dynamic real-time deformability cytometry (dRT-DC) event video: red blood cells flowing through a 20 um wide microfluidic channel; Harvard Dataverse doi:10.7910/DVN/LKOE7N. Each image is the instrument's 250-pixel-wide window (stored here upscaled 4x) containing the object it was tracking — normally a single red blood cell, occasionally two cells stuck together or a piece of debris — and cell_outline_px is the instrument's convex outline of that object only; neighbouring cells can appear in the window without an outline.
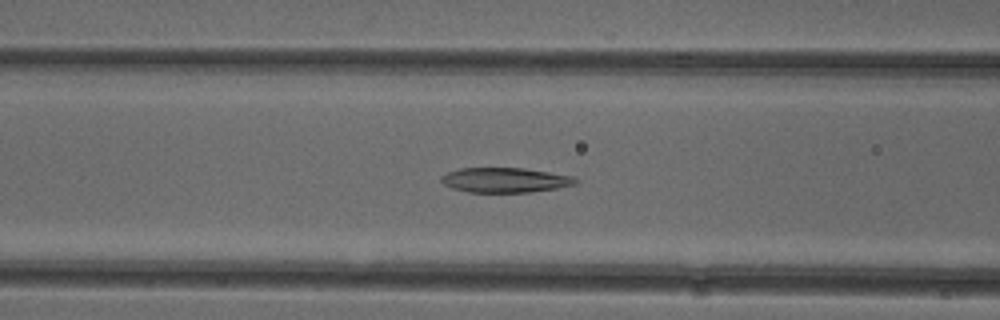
{"species": "common noctule bat (a hibernating species)", "species_latin": "Nyctalus noctula", "temperature_condition": "cold", "stored_images_in_passage": 51, "camera_frame_rate_fps": 3000, "um_per_image_px": 0.085, "animal": {"sex": "female"}, "frame": {"image": 1, "passage_image": 20, "time_ms": 6.333, "image_size_px": [1000, 320], "cell_outline_px": [[576, 184], [556, 188], [532, 192], [468, 192], [452, 188], [444, 184], [440, 180], [440, 176], [448, 172], [460, 168], [524, 168], [572, 176], [576, 180]], "centroid_in_image_um": [42.89, 15.3], "position_along_channel_um": 123.7, "area_um2": 19.31}}
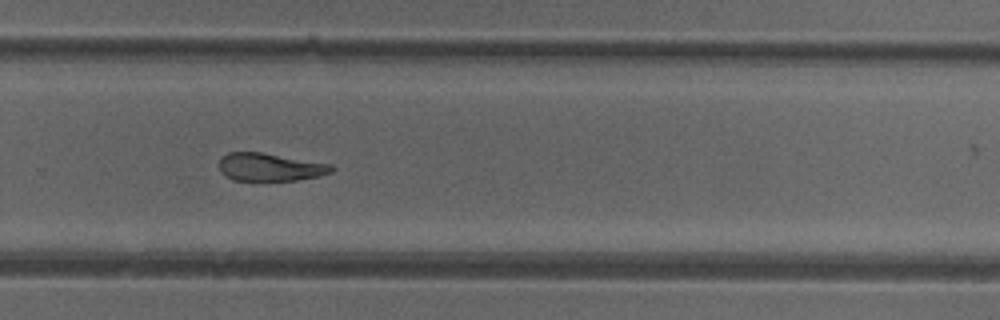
{"frame": {"image": 2, "passage_image": 34, "time_ms": 11.0, "image_size_px": [1000, 320], "cell_outline_px": [[336, 168], [332, 172], [320, 176], [296, 180], [232, 180], [224, 176], [220, 172], [220, 156], [228, 152], [260, 152], [332, 164]], "centroid_in_image_um": [22.95, 14.2], "position_along_channel_um": 306.9, "area_um2": 18.38}}
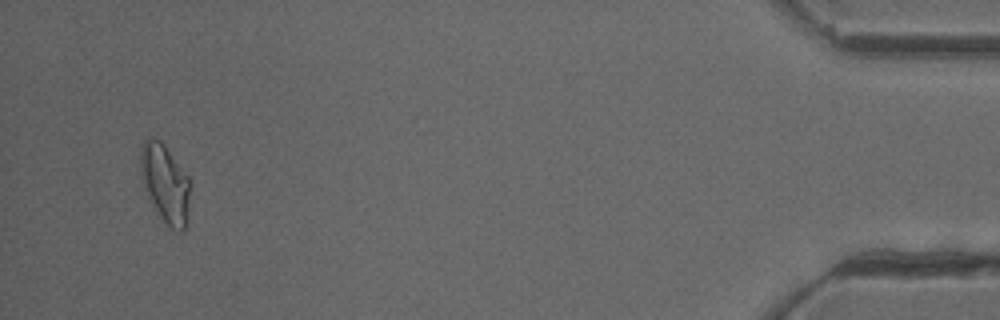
{"frame": {"image": 3, "passage_image": 49, "time_ms": 16.0, "image_size_px": [1000, 320], "cell_outline_px": [[192, 184], [188, 224], [184, 232], [176, 232], [152, 208], [144, 188], [140, 176], [140, 144], [148, 136], [160, 140], [164, 144], [188, 176]], "centroid_in_image_um": [14.06, 15.62], "position_along_channel_um": 421.1, "area_um2": 23.64}, "authors_computed_cell_mechanics": {"area_um2": 20.6924, "velocity_mm_per_s": 3.9402, "shape_relaxation_time_tau1_ms": 5.4225, "shape_relaxation_time_tau2_ms": 6.6761, "deformation_change_tau1": 0.1506, "deformation_change_tau2": 0.1627}}